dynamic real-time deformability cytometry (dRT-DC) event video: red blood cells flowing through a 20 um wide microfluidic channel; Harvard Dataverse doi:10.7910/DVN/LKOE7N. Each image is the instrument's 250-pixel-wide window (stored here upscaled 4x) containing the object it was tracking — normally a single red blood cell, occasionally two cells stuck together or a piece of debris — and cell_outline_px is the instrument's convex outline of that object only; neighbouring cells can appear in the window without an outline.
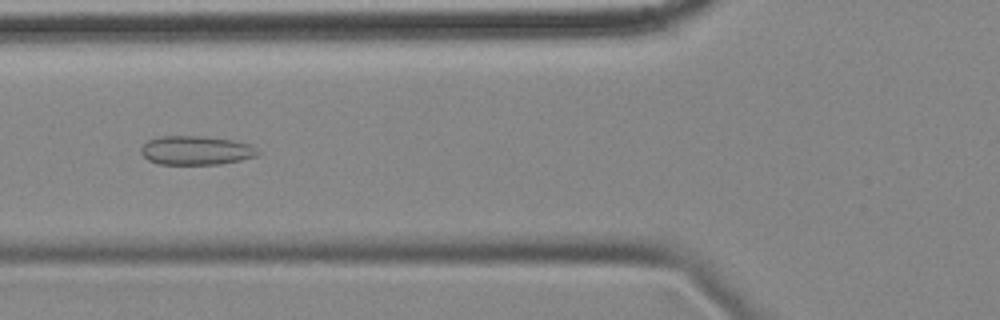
{"species": "common noctule bat (a hibernating species)", "species_latin": "Nyctalus noctula", "temperature_condition": "cold", "stored_images_in_passage": 52, "camera_frame_rate_fps": 3000, "um_per_image_px": 0.085, "animal": {"sex": "female", "body_mass_g": 18.4}, "frame": {"image": 1, "passage_image": 16, "time_ms": 5.0, "image_size_px": [1000, 320], "cell_outline_px": [[260, 152], [256, 156], [240, 160], [220, 164], [160, 164], [148, 160], [140, 152], [140, 148], [148, 140], [160, 136], [204, 136], [232, 140], [252, 144]], "centroid_in_image_um": [16.67, 12.78], "position_along_channel_um": 109.1, "area_um2": 19.77}}
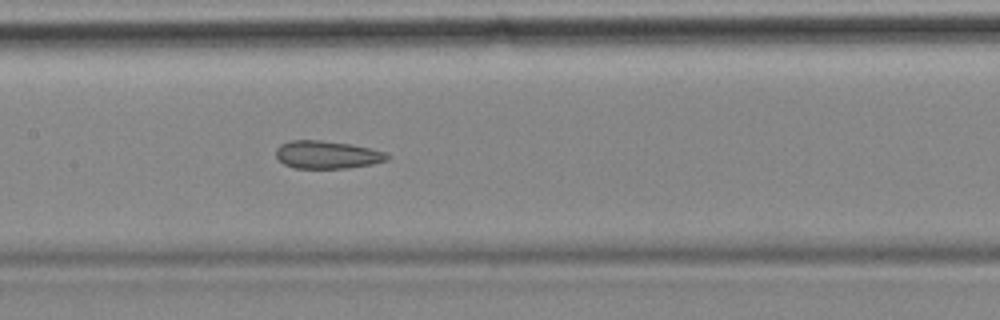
{"frame": {"image": 2, "passage_image": 22, "time_ms": 7.0, "image_size_px": [1000, 320], "cell_outline_px": [[392, 156], [388, 160], [372, 164], [348, 168], [292, 168], [284, 164], [276, 156], [276, 148], [280, 144], [292, 140], [320, 140], [352, 144], [372, 148], [388, 152]], "centroid_in_image_um": [27.86, 13.15], "position_along_channel_um": 179.5, "area_um2": 18.32}}
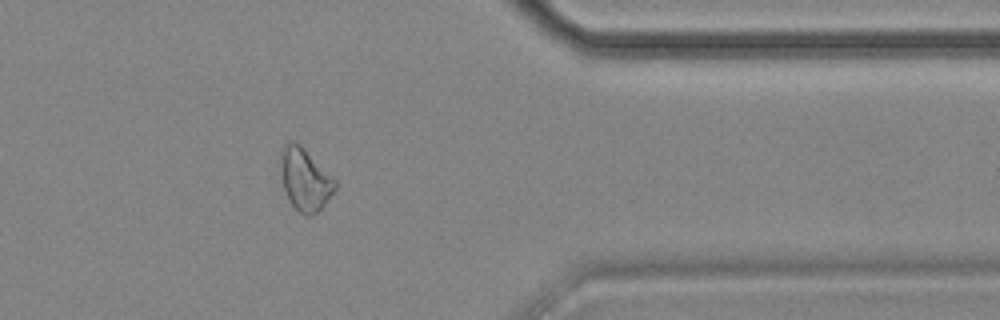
{"frame": {"image": 3, "passage_image": 41, "time_ms": 13.333, "image_size_px": [1000, 320], "cell_outline_px": [[336, 188], [324, 204], [316, 212], [308, 216], [304, 216], [288, 200], [284, 188], [276, 160], [284, 144], [288, 140], [292, 140], [300, 144], [336, 180]], "centroid_in_image_um": [25.85, 15.19], "position_along_channel_um": 385.6, "area_um2": 20.06}, "authors_computed_cell_mechanics": {"area_um2": 20.1433, "velocity_mm_per_s": 3.518, "shape_relaxation_time_tau1_ms": null, "shape_relaxation_time_tau2_ms": 4.6693, "deformation_change_tau1": null, "deformation_change_tau2": 0.1212}}